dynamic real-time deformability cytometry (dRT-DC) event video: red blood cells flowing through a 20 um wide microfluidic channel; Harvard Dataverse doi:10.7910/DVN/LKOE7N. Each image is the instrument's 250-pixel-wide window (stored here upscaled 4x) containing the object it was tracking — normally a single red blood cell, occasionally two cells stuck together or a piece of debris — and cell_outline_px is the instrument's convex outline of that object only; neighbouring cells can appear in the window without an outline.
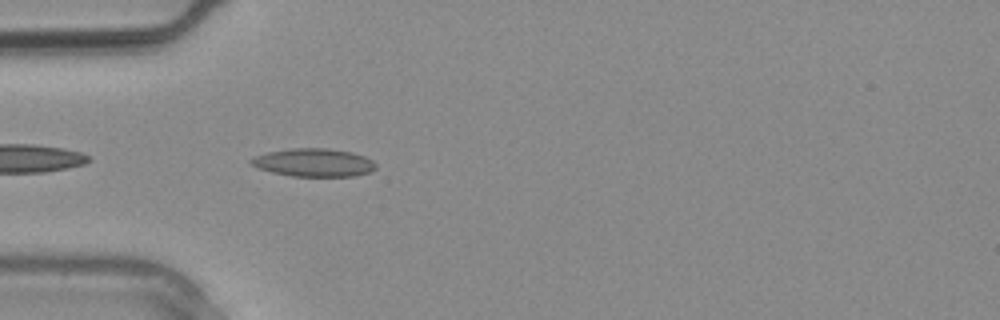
{"species": "common noctule bat (a hibernating species)", "species_latin": "Nyctalus noctula", "temperature_condition": "warm", "stored_images_in_passage": 1, "camera_frame_rate_fps": 3000, "um_per_image_px": 0.085, "animal": {"sex": "male", "body_mass_g": 20.4}, "frame": {"image": 1, "passage_image": 1, "time_ms": 0.0, "image_size_px": [1000, 320], "cell_outline_px": [[376, 168], [372, 172], [356, 176], [292, 176], [272, 172], [256, 168], [248, 164], [248, 160], [256, 156], [268, 152], [292, 148], [328, 148], [352, 152], [364, 156], [372, 160], [376, 164]], "centroid_in_image_um": [26.67, 13.82], "position_along_channel_um": 58.3, "area_um2": 20.63}}